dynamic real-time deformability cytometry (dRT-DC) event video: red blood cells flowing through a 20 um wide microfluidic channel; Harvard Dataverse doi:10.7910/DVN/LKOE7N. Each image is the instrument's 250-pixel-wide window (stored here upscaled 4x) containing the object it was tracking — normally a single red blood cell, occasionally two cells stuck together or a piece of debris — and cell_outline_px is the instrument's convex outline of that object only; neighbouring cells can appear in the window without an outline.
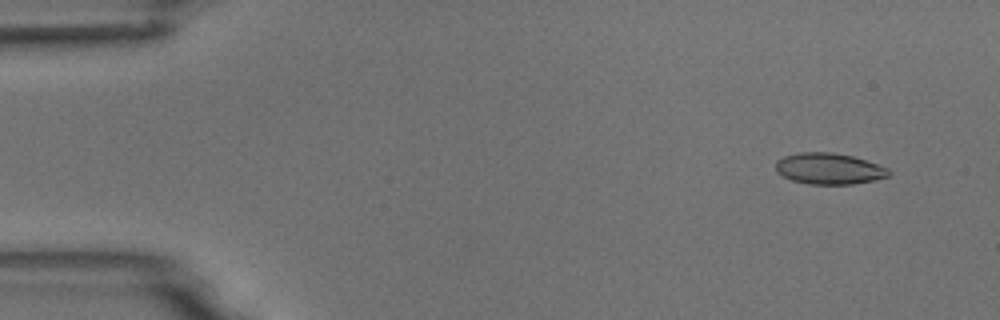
{"species": "common noctule bat (a hibernating species)", "species_latin": "Nyctalus noctula", "temperature_condition": "room temperature", "stored_images_in_passage": 5, "camera_frame_rate_fps": 3000, "um_per_image_px": 0.085, "animal": {"sex": "male", "body_mass_g": 18.8}, "frame": {"image": 1, "passage_image": 1, "time_ms": 0.0, "image_size_px": [1000, 320], "cell_outline_px": [[892, 172], [888, 176], [876, 180], [852, 184], [808, 184], [792, 180], [776, 172], [776, 160], [784, 156], [800, 152], [832, 152], [852, 156], [888, 168]], "centroid_in_image_um": [70.46, 14.34], "position_along_channel_um": 14.5, "area_um2": 20.52}}
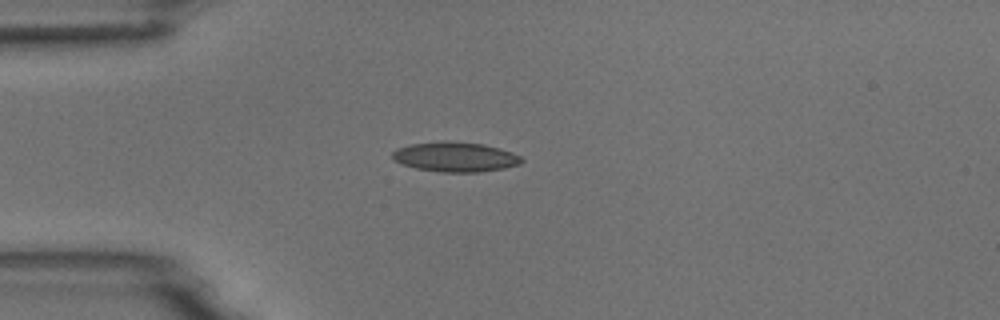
{"frame": {"image": 2, "passage_image": 4, "time_ms": 3.333, "image_size_px": [1000, 320], "cell_outline_px": [[524, 160], [520, 164], [504, 168], [480, 172], [440, 172], [416, 168], [404, 164], [396, 160], [392, 156], [392, 152], [396, 148], [412, 144], [444, 140], [484, 144], [500, 148], [512, 152], [520, 156]], "centroid_in_image_um": [38.73, 13.33], "position_along_channel_um": 46.3, "area_um2": 22.43}}